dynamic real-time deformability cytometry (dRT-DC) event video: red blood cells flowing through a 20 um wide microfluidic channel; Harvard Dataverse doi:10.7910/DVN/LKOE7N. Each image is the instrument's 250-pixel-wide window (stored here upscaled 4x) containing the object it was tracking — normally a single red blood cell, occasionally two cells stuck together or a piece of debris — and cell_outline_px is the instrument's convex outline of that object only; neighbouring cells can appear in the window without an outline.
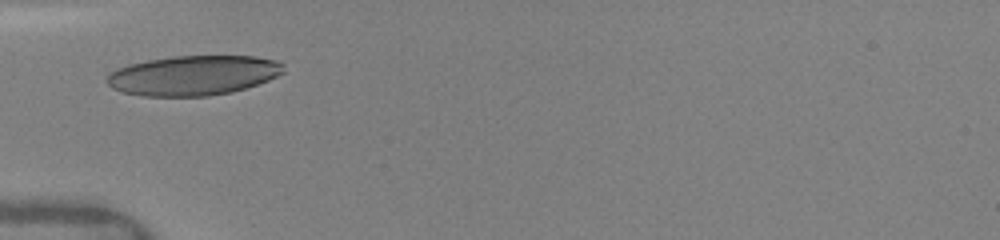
{"species": "human", "species_latin": "Homo sapiens", "temperature_condition": "warm", "stored_images_in_passage": 13, "camera_frame_rate_fps": 3000, "um_per_image_px": 0.085, "donor": {"sex": "female"}, "frame": {"image": 1, "passage_image": 1, "time_ms": 0.0, "image_size_px": [1000, 240], "cell_outline_px": [[284, 72], [268, 80], [232, 92], [208, 96], [144, 96], [124, 92], [112, 88], [108, 84], [108, 76], [116, 68], [128, 64], [148, 60], [172, 56], [256, 56], [280, 60], [284, 64]], "centroid_in_image_um": [16.46, 6.4], "position_along_channel_um": 68.5, "area_um2": 40.98}}
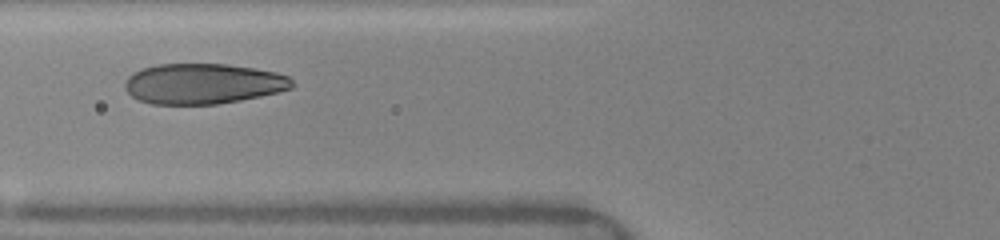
{"frame": {"image": 2, "passage_image": 5, "time_ms": 1.0, "image_size_px": [1000, 240], "cell_outline_px": [[292, 88], [260, 96], [240, 100], [216, 104], [152, 104], [140, 100], [132, 96], [124, 88], [124, 84], [128, 76], [132, 72], [144, 68], [160, 64], [224, 64], [252, 68], [276, 72], [288, 76], [292, 80]], "centroid_in_image_um": [17.23, 7.11], "position_along_channel_um": 108.6, "area_um2": 39.13}}
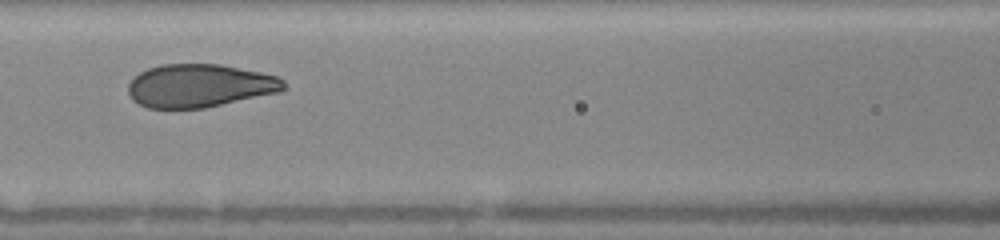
{"frame": {"image": 3, "passage_image": 8, "time_ms": 2.0, "image_size_px": [1000, 240], "cell_outline_px": [[288, 88], [280, 92], [204, 108], [148, 108], [132, 100], [128, 92], [128, 84], [140, 72], [148, 68], [160, 64], [220, 64], [260, 72], [276, 76], [284, 80]], "centroid_in_image_um": [16.99, 7.28], "position_along_channel_um": 149.6, "area_um2": 39.19}}